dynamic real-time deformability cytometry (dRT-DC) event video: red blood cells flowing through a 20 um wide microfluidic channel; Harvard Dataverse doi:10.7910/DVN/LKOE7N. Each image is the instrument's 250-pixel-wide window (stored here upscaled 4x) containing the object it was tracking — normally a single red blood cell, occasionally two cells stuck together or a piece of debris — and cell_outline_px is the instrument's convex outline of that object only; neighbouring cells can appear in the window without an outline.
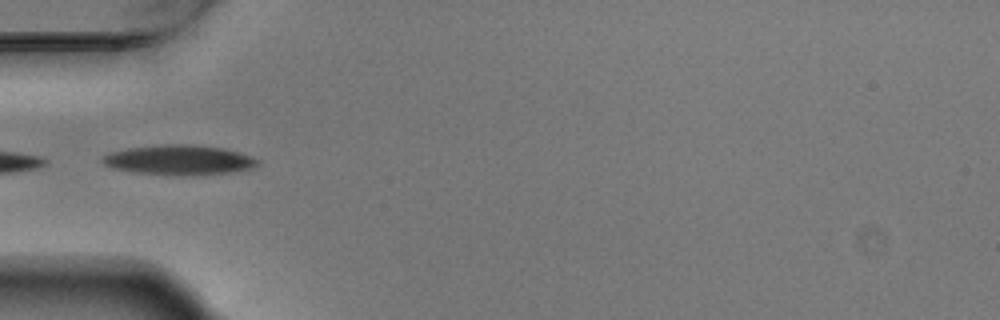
{"species": "Egyptian fruit bat (a non-hibernating species)", "species_latin": "Rousettus aegyptiacus", "temperature_condition": "warm", "stored_images_in_passage": 5, "camera_frame_rate_fps": 3000, "um_per_image_px": 0.085, "animal": {"sex": "male"}, "frame": {"image": 1, "passage_image": 5, "time_ms": 1.333, "image_size_px": [1000, 320], "cell_outline_px": [[260, 164], [252, 168], [228, 172], [196, 176], [172, 176], [132, 172], [112, 168], [104, 164], [100, 160], [100, 156], [108, 152], [128, 148], [164, 144], [184, 144], [224, 148], [252, 156], [260, 160]], "centroid_in_image_um": [15.18, 13.61], "position_along_channel_um": 69.8, "area_um2": 27.51}}